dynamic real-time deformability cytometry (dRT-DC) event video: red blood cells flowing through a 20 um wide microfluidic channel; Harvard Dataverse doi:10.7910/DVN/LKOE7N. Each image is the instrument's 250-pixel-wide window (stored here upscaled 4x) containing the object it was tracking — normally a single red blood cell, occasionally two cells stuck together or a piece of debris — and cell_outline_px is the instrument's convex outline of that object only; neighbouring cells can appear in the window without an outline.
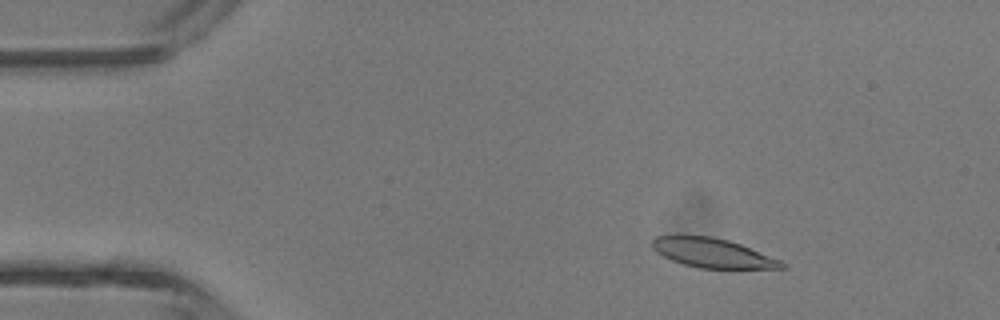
{"species": "common noctule bat (a hibernating species)", "species_latin": "Nyctalus noctula", "temperature_condition": "room temperature", "stored_images_in_passage": 3, "camera_frame_rate_fps": 3000, "um_per_image_px": 0.085, "animal": {"sex": "male", "body_mass_g": 13.3}, "frame": {"image": 1, "passage_image": 1, "time_ms": 0.0, "image_size_px": [1000, 320], "cell_outline_px": [[788, 268], [700, 268], [684, 264], [672, 260], [656, 252], [652, 248], [652, 240], [656, 236], [712, 236], [728, 240], [740, 244], [780, 260], [788, 264]], "centroid_in_image_um": [60.58, 21.51], "position_along_channel_um": 24.4, "area_um2": 21.85}}
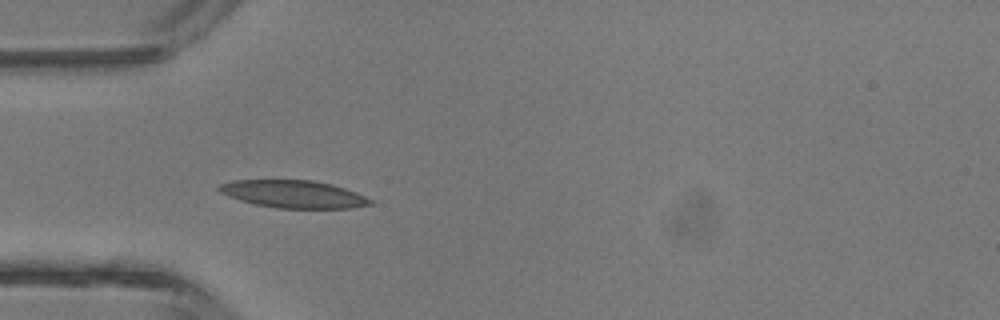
{"frame": {"image": 2, "passage_image": 3, "time_ms": 2.333, "image_size_px": [1000, 320], "cell_outline_px": [[372, 204], [352, 208], [276, 208], [256, 204], [240, 200], [228, 196], [220, 192], [216, 188], [220, 184], [232, 180], [312, 180], [332, 184], [356, 192], [372, 200]], "centroid_in_image_um": [24.93, 16.49], "position_along_channel_um": 60.1, "area_um2": 24.22}}